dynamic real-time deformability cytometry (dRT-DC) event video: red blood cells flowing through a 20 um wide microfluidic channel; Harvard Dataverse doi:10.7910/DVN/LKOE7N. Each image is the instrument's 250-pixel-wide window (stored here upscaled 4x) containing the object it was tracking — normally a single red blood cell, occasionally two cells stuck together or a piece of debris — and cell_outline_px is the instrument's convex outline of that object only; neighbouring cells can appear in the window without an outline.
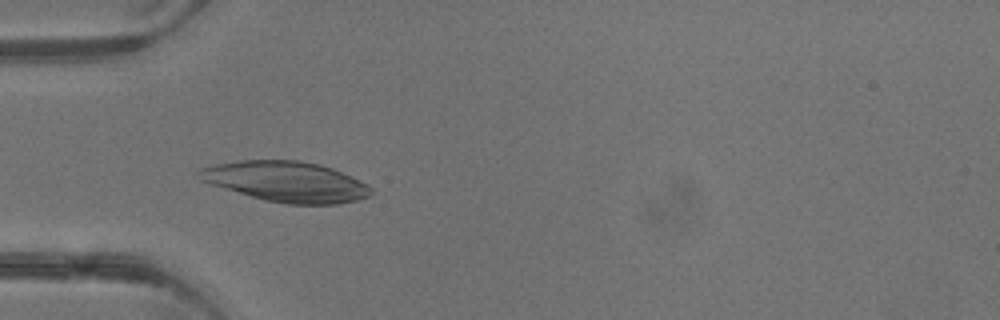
{"species": "common noctule bat (a hibernating species)", "species_latin": "Nyctalus noctula", "temperature_condition": "warm", "stored_images_in_passage": 4, "camera_frame_rate_fps": 3000, "um_per_image_px": 0.085, "animal": {"sex": "male", "body_mass_g": 13.3}, "frame": {"image": 1, "passage_image": 3, "time_ms": 3.333, "image_size_px": [1000, 320], "cell_outline_px": [[372, 192], [368, 196], [356, 200], [336, 204], [288, 204], [264, 200], [212, 184], [200, 180], [196, 172], [200, 168], [216, 164], [240, 160], [300, 160], [320, 164], [332, 168], [368, 184], [372, 188]], "centroid_in_image_um": [24.33, 15.43], "position_along_channel_um": 60.7, "area_um2": 40.23}}
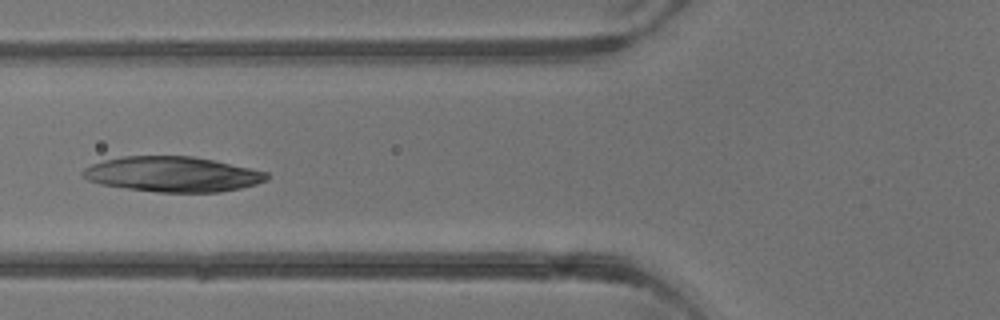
{"frame": {"image": 2, "passage_image": 4, "time_ms": 4.333, "image_size_px": [1000, 320], "cell_outline_px": [[268, 180], [256, 184], [240, 188], [220, 192], [156, 192], [100, 184], [88, 180], [80, 172], [84, 168], [92, 164], [104, 160], [120, 156], [192, 156], [216, 160], [268, 172]], "centroid_in_image_um": [14.68, 14.8], "position_along_channel_um": 111.1, "area_um2": 37.8}}